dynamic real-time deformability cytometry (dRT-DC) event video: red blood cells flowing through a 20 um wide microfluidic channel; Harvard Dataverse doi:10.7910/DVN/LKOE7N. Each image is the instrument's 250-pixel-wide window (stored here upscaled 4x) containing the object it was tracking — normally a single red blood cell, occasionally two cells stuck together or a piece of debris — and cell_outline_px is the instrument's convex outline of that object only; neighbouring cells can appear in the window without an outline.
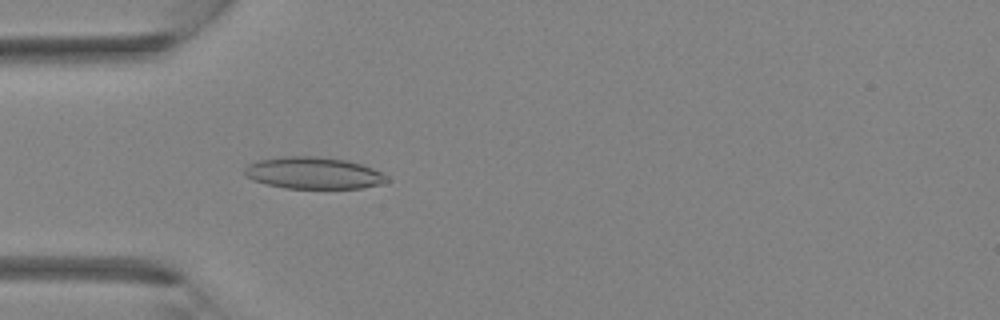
{"species": "Egyptian fruit bat (a non-hibernating species)", "species_latin": "Rousettus aegyptiacus", "temperature_condition": "room temperature", "stored_images_in_passage": 37, "camera_frame_rate_fps": 3000, "um_per_image_px": 0.085, "animal": {"sex": "female"}, "frame": {"image": 1, "passage_image": 11, "time_ms": 3.333, "image_size_px": [1000, 320], "cell_outline_px": [[392, 180], [380, 184], [360, 188], [284, 188], [252, 180], [244, 176], [244, 168], [248, 164], [256, 160], [280, 156], [316, 156], [348, 160], [372, 168], [388, 176]], "centroid_in_image_um": [26.62, 14.7], "position_along_channel_um": 58.4, "area_um2": 26.59}}
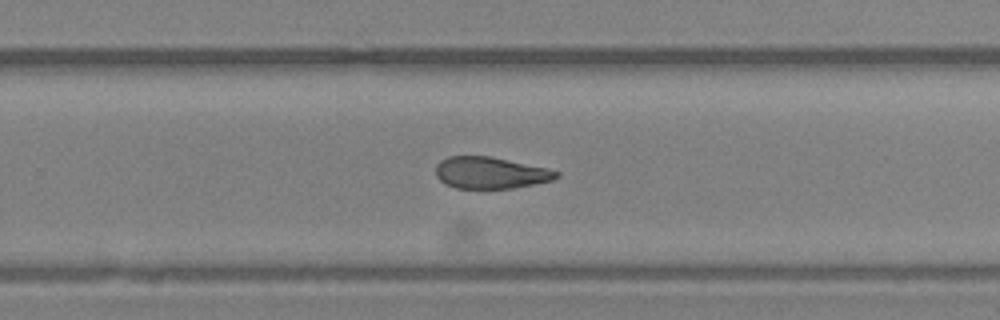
{"frame": {"image": 2, "passage_image": 24, "time_ms": 7.667, "image_size_px": [1000, 320], "cell_outline_px": [[560, 176], [552, 180], [512, 188], [456, 188], [444, 184], [436, 176], [436, 164], [440, 160], [448, 156], [488, 156], [548, 168], [560, 172]], "centroid_in_image_um": [41.66, 14.68], "position_along_channel_um": 288.1, "area_um2": 22.2}}
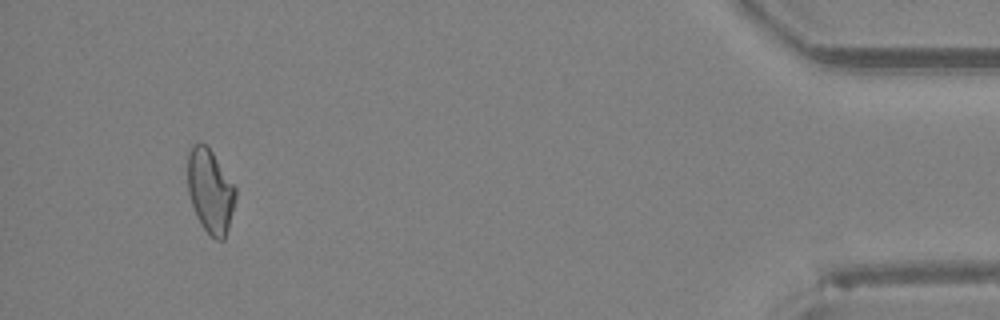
{"frame": {"image": 3, "passage_image": 35, "time_ms": 11.333, "image_size_px": [1000, 320], "cell_outline_px": [[236, 196], [228, 228], [224, 240], [216, 240], [200, 224], [196, 216], [188, 192], [188, 152], [192, 144], [204, 144], [212, 152], [236, 188]], "centroid_in_image_um": [17.86, 16.25], "position_along_channel_um": 417.3, "area_um2": 23.06}}